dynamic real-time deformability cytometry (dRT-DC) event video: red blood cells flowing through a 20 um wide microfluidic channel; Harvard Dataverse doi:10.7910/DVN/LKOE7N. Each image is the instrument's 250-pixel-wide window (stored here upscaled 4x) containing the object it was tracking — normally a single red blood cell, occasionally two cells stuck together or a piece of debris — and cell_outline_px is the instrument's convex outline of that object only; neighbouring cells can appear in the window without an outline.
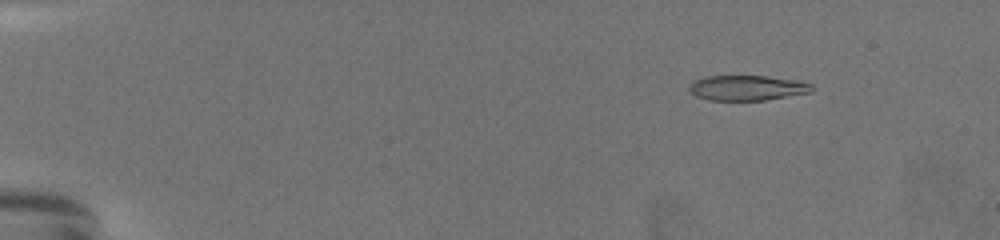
{"species": "common noctule bat (a hibernating species)", "species_latin": "Nyctalus noctula", "temperature_condition": "warm", "stored_images_in_passage": 73, "camera_frame_rate_fps": 3000, "um_per_image_px": 0.085, "animal": {"sex": "female", "body_mass_g": 19.5, "forearm_length_mm": 54.1}, "frame": {"image": 1, "passage_image": 11, "time_ms": 3.333, "image_size_px": [1000, 240], "cell_outline_px": [[816, 88], [812, 92], [764, 100], [708, 100], [696, 96], [688, 88], [688, 84], [692, 80], [704, 76], [768, 76], [796, 80], [812, 84]], "centroid_in_image_um": [63.5, 7.46], "position_along_channel_um": 21.5, "area_um2": 18.15}}
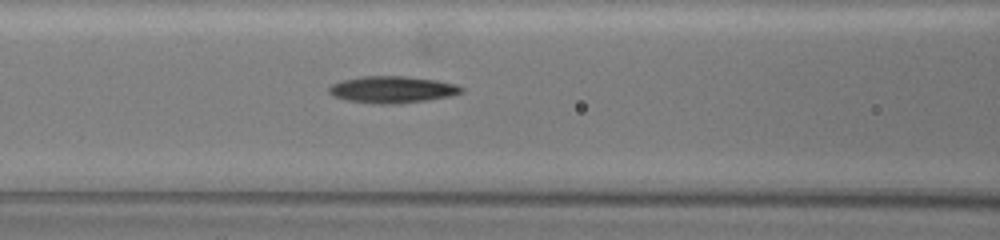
{"frame": {"image": 2, "passage_image": 35, "time_ms": 11.333, "image_size_px": [1000, 240], "cell_outline_px": [[464, 92], [452, 96], [428, 100], [396, 104], [380, 104], [348, 100], [332, 96], [328, 92], [328, 88], [332, 84], [344, 80], [360, 76], [404, 76], [436, 80], [456, 84], [464, 88]], "centroid_in_image_um": [33.37, 7.61], "position_along_channel_um": 133.2, "area_um2": 20.75}}
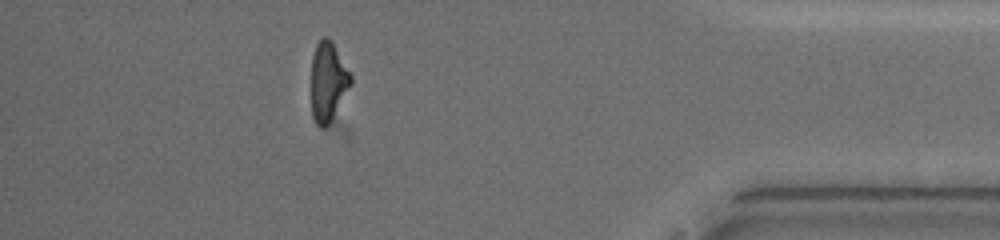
{"frame": {"image": 3, "passage_image": 66, "time_ms": 21.667, "image_size_px": [1000, 240], "cell_outline_px": [[352, 84], [328, 124], [324, 128], [320, 128], [316, 124], [312, 116], [312, 56], [316, 44], [324, 36], [328, 36], [332, 40], [352, 76]], "centroid_in_image_um": [27.89, 6.91], "position_along_channel_um": 407.3, "area_um2": 18.21}, "authors_computed_cell_mechanics": {"area_um2": 19.363, "velocity_mm_per_s": 3.0079, "shape_relaxation_time_tau1_ms": 5.329, "shape_relaxation_time_tau2_ms": 9.3031, "deformation_change_tau1": 0.1922, "deformation_change_tau2": 0.1657}}